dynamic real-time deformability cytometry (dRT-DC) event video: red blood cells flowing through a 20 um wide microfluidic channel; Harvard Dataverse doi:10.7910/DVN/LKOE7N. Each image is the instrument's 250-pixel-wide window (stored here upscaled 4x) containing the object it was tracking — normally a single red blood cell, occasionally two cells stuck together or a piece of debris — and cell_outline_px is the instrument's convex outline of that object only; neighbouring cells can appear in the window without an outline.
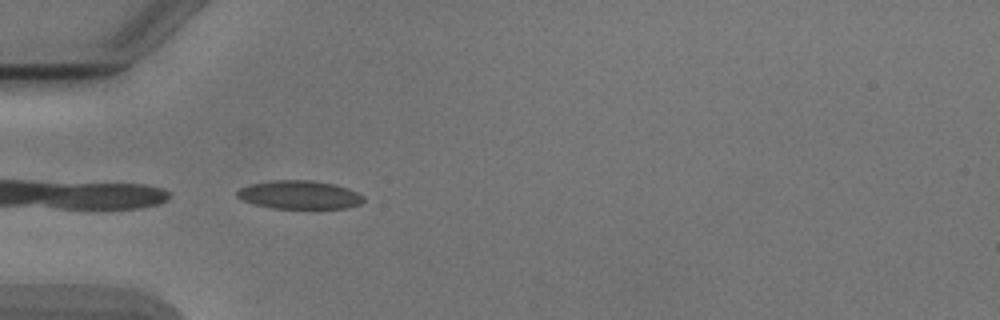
{"species": "Egyptian fruit bat (a non-hibernating species)", "species_latin": "Rousettus aegyptiacus", "temperature_condition": "cold", "stored_images_in_passage": 37, "camera_frame_rate_fps": 3000, "um_per_image_px": 0.085, "animal": {"sex": "male"}, "frame": {"image": 1, "passage_image": 1, "time_ms": 0.0, "image_size_px": [1000, 320], "cell_outline_px": [[364, 200], [360, 204], [348, 208], [272, 208], [256, 204], [244, 200], [236, 196], [236, 192], [240, 188], [252, 184], [272, 180], [312, 180], [332, 184], [348, 188], [364, 196]], "centroid_in_image_um": [25.47, 16.56], "position_along_channel_um": 59.5, "area_um2": 20.75}}
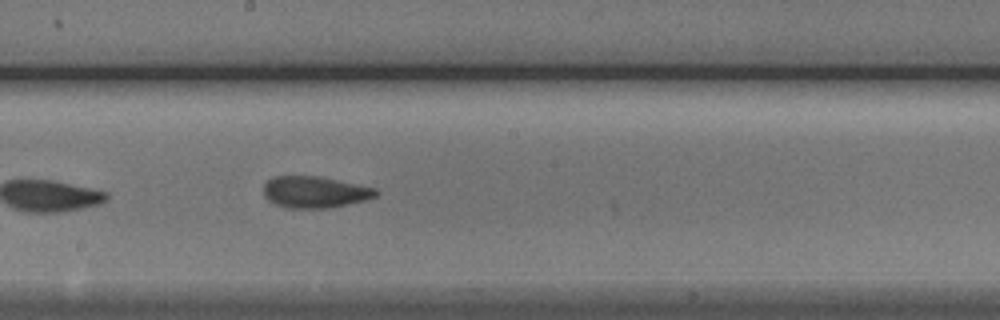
{"frame": {"image": 2, "passage_image": 14, "time_ms": 4.333, "image_size_px": [1000, 320], "cell_outline_px": [[380, 192], [376, 196], [368, 200], [328, 208], [288, 208], [276, 204], [268, 200], [264, 196], [264, 184], [268, 180], [276, 176], [316, 176], [380, 188]], "centroid_in_image_um": [26.82, 16.33], "position_along_channel_um": 221.4, "area_um2": 20.81}}
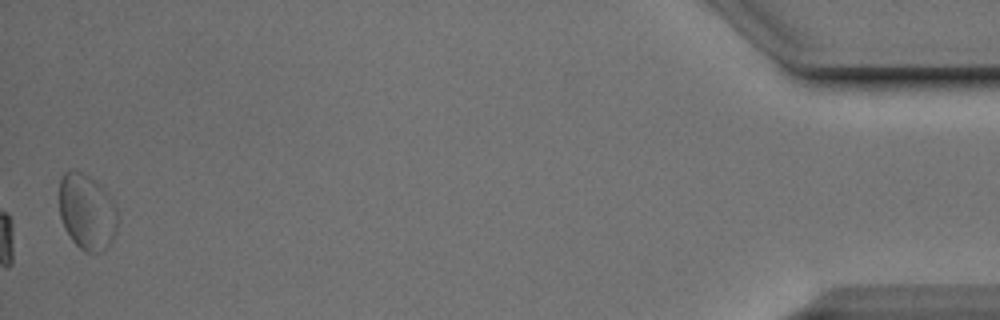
{"frame": {"image": 3, "passage_image": 37, "time_ms": 12.0, "image_size_px": [1000, 320], "cell_outline_px": [[116, 232], [112, 240], [100, 252], [84, 252], [72, 240], [64, 228], [60, 216], [60, 176], [64, 172], [72, 168], [88, 176], [104, 192], [116, 208]], "centroid_in_image_um": [7.34, 18.02], "position_along_channel_um": 427.9, "area_um2": 25.2}, "authors_computed_cell_mechanics": {"area_um2": 20.808, "velocity_mm_per_s": 3.8608, "shape_relaxation_time_tau1_ms": 6.4604, "shape_relaxation_time_tau2_ms": 1.5315, "deformation_change_tau1": 0.1184, "deformation_change_tau2": 0.0767}}